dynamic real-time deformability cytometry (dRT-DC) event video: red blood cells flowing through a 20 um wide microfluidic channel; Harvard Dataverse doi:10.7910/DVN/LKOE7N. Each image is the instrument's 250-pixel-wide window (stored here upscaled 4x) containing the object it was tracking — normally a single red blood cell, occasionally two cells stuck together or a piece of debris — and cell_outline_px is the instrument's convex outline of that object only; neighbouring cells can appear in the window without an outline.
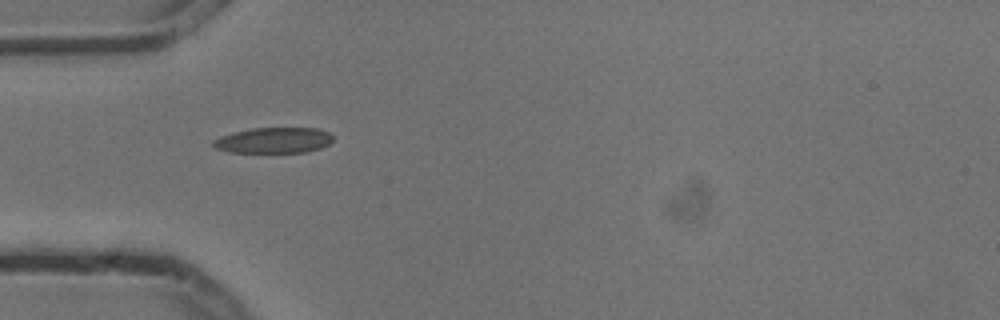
{"species": "common noctule bat (a hibernating species)", "species_latin": "Nyctalus noctula", "temperature_condition": "cold", "stored_images_in_passage": 2, "camera_frame_rate_fps": 3000, "um_per_image_px": 0.085, "animal": {"sex": "male", "body_mass_g": 13.3}, "frame": {"image": 1, "passage_image": 1, "time_ms": 0.0, "image_size_px": [1000, 320], "cell_outline_px": [[332, 140], [328, 144], [320, 148], [308, 152], [228, 152], [216, 148], [212, 144], [212, 140], [220, 136], [232, 132], [252, 128], [316, 128], [328, 132], [332, 136]], "centroid_in_image_um": [23.23, 11.92], "position_along_channel_um": 61.8, "area_um2": 17.92}}
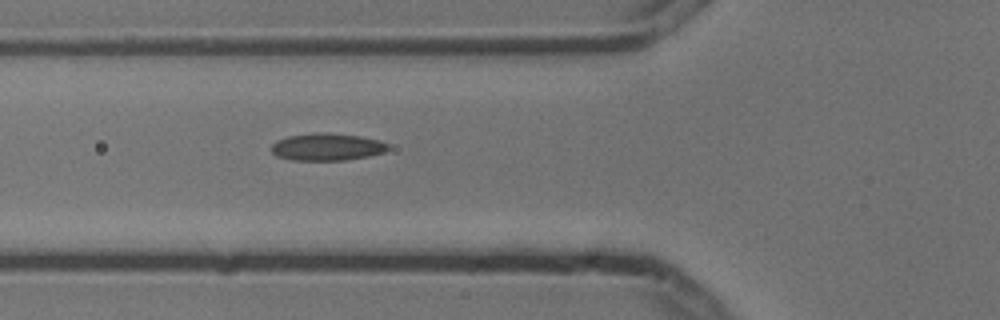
{"frame": {"image": 2, "passage_image": 2, "time_ms": 0.333, "image_size_px": [1000, 320], "cell_outline_px": [[388, 148], [384, 152], [368, 156], [344, 160], [292, 160], [276, 156], [268, 148], [276, 140], [288, 136], [312, 132], [324, 132], [360, 136], [380, 140], [388, 144]], "centroid_in_image_um": [27.74, 12.48], "position_along_channel_um": 98.1, "area_um2": 18.73}}